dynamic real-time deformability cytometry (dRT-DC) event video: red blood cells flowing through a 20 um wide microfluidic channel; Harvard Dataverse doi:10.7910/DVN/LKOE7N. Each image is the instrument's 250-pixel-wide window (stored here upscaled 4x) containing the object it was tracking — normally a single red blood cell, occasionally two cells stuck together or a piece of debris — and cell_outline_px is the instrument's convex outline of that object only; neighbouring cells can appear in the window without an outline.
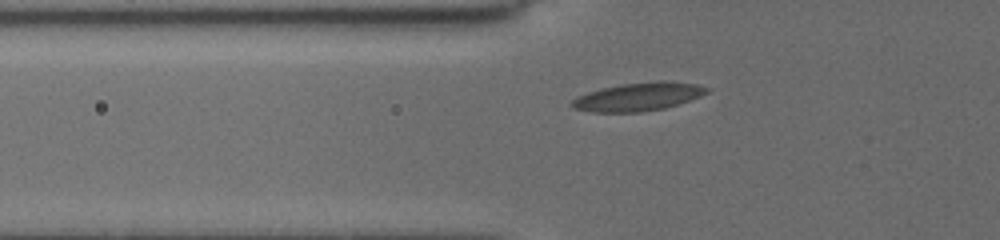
{"species": "common noctule bat (a hibernating species)", "species_latin": "Nyctalus noctula", "temperature_condition": "cold", "stored_images_in_passage": 43, "camera_frame_rate_fps": 3000, "um_per_image_px": 0.085, "animal": {"sex": "female", "body_mass_g": 19.5, "forearm_length_mm": 54.1}, "frame": {"image": 1, "passage_image": 9, "time_ms": 2.667, "image_size_px": [1000, 240], "cell_outline_px": [[712, 88], [708, 92], [700, 96], [664, 108], [640, 112], [592, 112], [572, 108], [568, 104], [576, 96], [600, 88], [620, 84], [660, 80], [696, 84]], "centroid_in_image_um": [54.2, 8.21], "position_along_channel_um": 71.6, "area_um2": 22.31}}
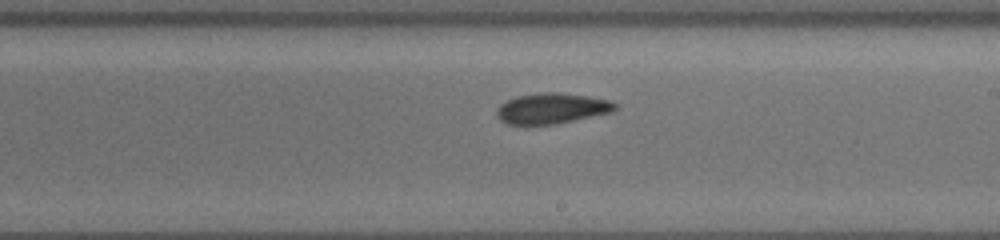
{"frame": {"image": 2, "passage_image": 23, "time_ms": 7.333, "image_size_px": [1000, 240], "cell_outline_px": [[616, 108], [612, 112], [556, 124], [508, 124], [500, 120], [496, 116], [496, 108], [500, 104], [516, 96], [540, 92], [560, 92], [588, 96], [608, 100], [616, 104]], "centroid_in_image_um": [46.87, 9.21], "position_along_channel_um": 242.1, "area_um2": 21.1}}
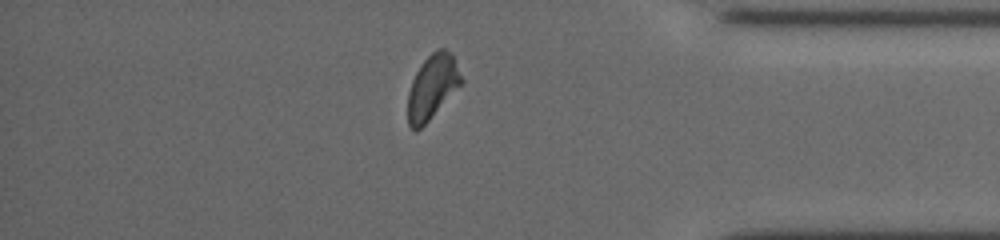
{"frame": {"image": 3, "passage_image": 37, "time_ms": 12.0, "image_size_px": [1000, 240], "cell_outline_px": [[464, 80], [428, 120], [416, 132], [408, 124], [408, 92], [412, 80], [420, 64], [436, 48], [444, 48], [452, 52]], "centroid_in_image_um": [36.74, 7.33], "position_along_channel_um": 398.5, "area_um2": 19.83}}